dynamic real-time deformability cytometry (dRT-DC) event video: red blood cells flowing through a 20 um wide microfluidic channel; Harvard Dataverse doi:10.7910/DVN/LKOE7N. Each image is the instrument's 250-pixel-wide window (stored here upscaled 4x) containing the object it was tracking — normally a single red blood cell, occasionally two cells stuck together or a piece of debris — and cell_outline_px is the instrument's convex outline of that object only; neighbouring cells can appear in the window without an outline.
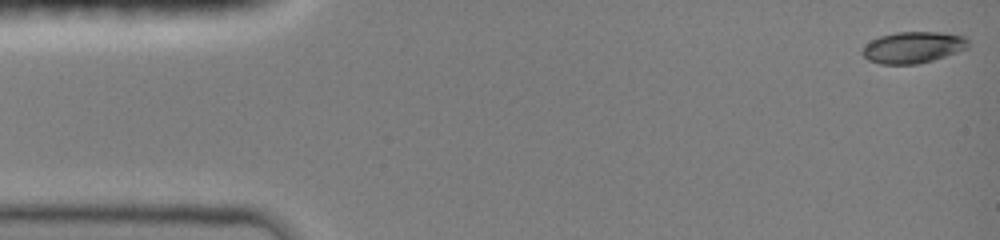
{"species": "common noctule bat (a hibernating species)", "species_latin": "Nyctalus noctula", "temperature_condition": "room temperature", "stored_images_in_passage": 46, "camera_frame_rate_fps": 3000, "um_per_image_px": 0.085, "animal": {"sex": "female", "body_mass_g": 19.0, "forearm_length_mm": 51.5}, "frame": {"image": 1, "passage_image": 1, "time_ms": 0.0, "image_size_px": [1000, 240], "cell_outline_px": [[968, 48], [932, 60], [916, 64], [880, 64], [868, 60], [860, 52], [864, 44], [880, 36], [896, 32], [940, 32], [968, 36]], "centroid_in_image_um": [77.59, 4.02], "position_along_channel_um": 7.4, "area_um2": 19.48}}
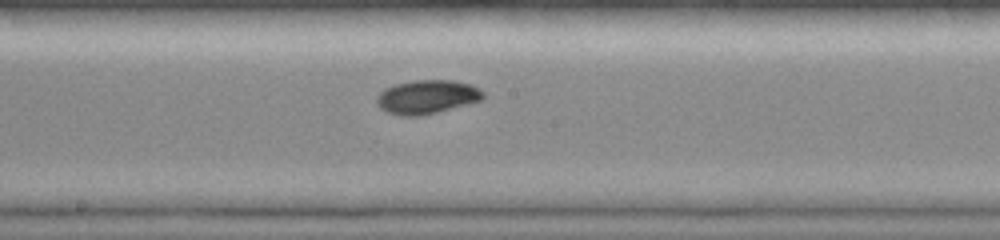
{"frame": {"image": 2, "passage_image": 24, "time_ms": 7.667, "image_size_px": [1000, 240], "cell_outline_px": [[484, 96], [480, 100], [436, 112], [420, 116], [400, 116], [384, 112], [376, 104], [376, 96], [384, 88], [396, 84], [412, 80], [452, 80], [472, 84], [484, 92]], "centroid_in_image_um": [36.23, 8.23], "position_along_channel_um": 212.0, "area_um2": 21.04}}
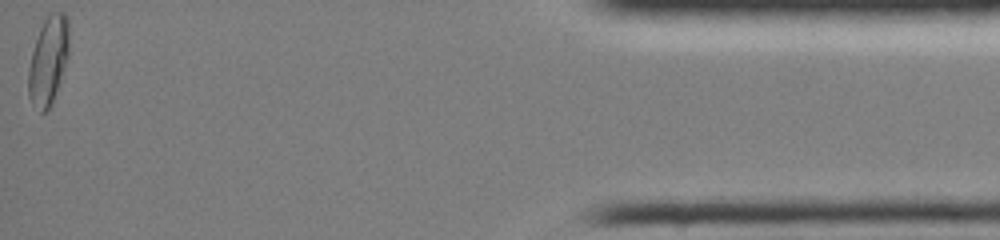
{"frame": {"image": 3, "passage_image": 46, "time_ms": 15.0, "image_size_px": [1000, 240], "cell_outline_px": [[68, 60], [52, 104], [44, 112], [40, 112], [28, 96], [28, 68], [32, 52], [40, 28], [48, 12], [64, 12], [68, 16]], "centroid_in_image_um": [4.12, 5.12], "position_along_channel_um": 431.1, "area_um2": 20.98}, "authors_computed_cell_mechanics": {"area_um2": 19.8254, "velocity_mm_per_s": 4.0618, "shape_relaxation_time_tau1_ms": 3.2233, "shape_relaxation_time_tau2_ms": null, "deformation_change_tau1": 0.1186, "deformation_change_tau2": null}}